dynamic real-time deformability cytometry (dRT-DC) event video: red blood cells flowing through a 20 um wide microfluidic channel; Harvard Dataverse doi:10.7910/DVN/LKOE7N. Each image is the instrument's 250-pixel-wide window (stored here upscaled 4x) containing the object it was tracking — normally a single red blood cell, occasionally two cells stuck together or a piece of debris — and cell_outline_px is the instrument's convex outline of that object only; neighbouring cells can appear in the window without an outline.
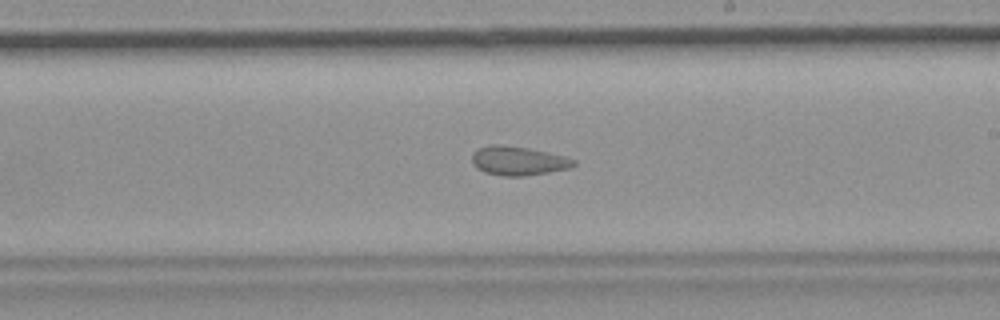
{"species": "common noctule bat (a hibernating species)", "species_latin": "Nyctalus noctula", "temperature_condition": "room temperature", "stored_images_in_passage": 56, "camera_frame_rate_fps": 3000, "um_per_image_px": 0.085, "animal": {"sex": "female", "body_mass_g": 19.9}, "frame": {"image": 1, "passage_image": 32, "time_ms": 10.333, "image_size_px": [1000, 320], "cell_outline_px": [[576, 164], [572, 168], [524, 176], [504, 176], [484, 172], [476, 168], [472, 164], [472, 156], [476, 148], [492, 144], [496, 144], [528, 148], [548, 152], [564, 156], [576, 160]], "centroid_in_image_um": [44.04, 13.67], "position_along_channel_um": 245.0, "area_um2": 17.28}}
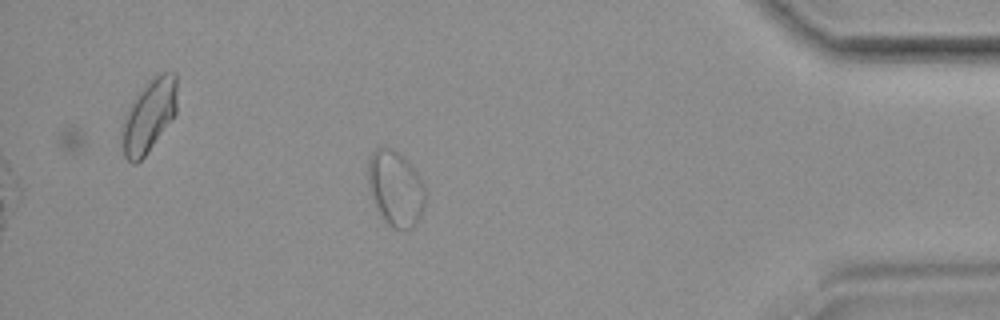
{"frame": {"image": 2, "passage_image": 48, "time_ms": 15.667, "image_size_px": [1000, 320], "cell_outline_px": [[424, 208], [416, 224], [412, 228], [392, 228], [384, 220], [372, 196], [368, 180], [368, 156], [376, 148], [392, 148], [404, 156], [416, 172], [424, 184]], "centroid_in_image_um": [33.62, 15.99], "position_along_channel_um": 401.6, "area_um2": 24.8}, "authors_computed_cell_mechanics": {"area_um2": 22.0507, "velocity_mm_per_s": 3.6734, "shape_relaxation_time_tau1_ms": null, "shape_relaxation_time_tau2_ms": 1.9323, "deformation_change_tau1": null, "deformation_change_tau2": 0.0812}}